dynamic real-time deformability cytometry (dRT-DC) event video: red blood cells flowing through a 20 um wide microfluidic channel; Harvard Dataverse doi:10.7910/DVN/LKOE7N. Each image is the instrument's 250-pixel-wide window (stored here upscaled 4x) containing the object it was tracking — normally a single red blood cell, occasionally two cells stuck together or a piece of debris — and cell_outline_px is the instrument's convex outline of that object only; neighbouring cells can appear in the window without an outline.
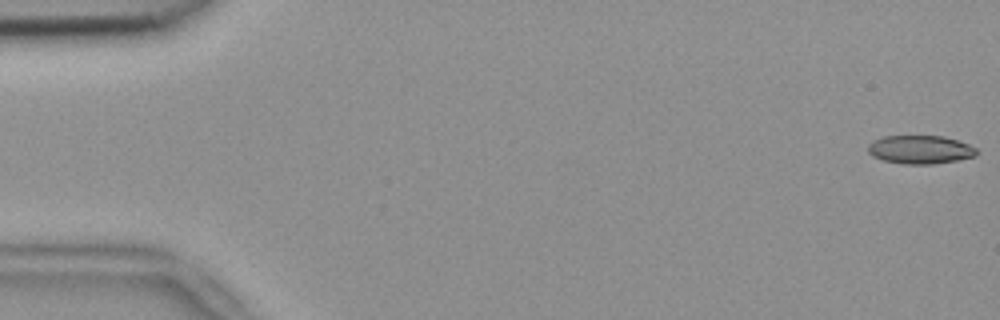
{"species": "common noctule bat (a hibernating species)", "species_latin": "Nyctalus noctula", "temperature_condition": "room temperature", "stored_images_in_passage": 11, "camera_frame_rate_fps": 3000, "um_per_image_px": 0.085, "animal": {"sex": "female", "body_mass_g": 18.4}, "frame": {"image": 1, "passage_image": 1, "time_ms": 0.0, "image_size_px": [1000, 320], "cell_outline_px": [[976, 156], [956, 160], [932, 164], [904, 164], [884, 160], [872, 156], [868, 152], [868, 144], [872, 140], [884, 136], [944, 136], [968, 144], [976, 148]], "centroid_in_image_um": [78.18, 12.71], "position_along_channel_um": 6.8, "area_um2": 17.92}}